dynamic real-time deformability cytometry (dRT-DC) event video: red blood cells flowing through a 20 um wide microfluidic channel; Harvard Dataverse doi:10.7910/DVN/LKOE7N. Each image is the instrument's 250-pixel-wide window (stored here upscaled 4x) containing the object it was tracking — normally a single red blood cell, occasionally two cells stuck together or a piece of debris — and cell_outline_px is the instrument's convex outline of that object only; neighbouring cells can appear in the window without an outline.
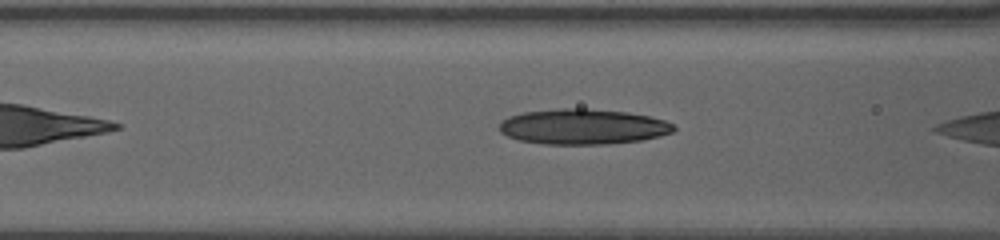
{"species": "human", "species_latin": "Homo sapiens", "temperature_condition": "warm", "stored_images_in_passage": 5, "camera_frame_rate_fps": 3000, "um_per_image_px": 0.085, "donor": {"sex": "female"}, "frame": {"image": 1, "passage_image": 3, "time_ms": 0.667, "image_size_px": [1000, 240], "cell_outline_px": [[676, 128], [672, 132], [660, 136], [644, 140], [604, 144], [544, 144], [520, 140], [508, 136], [500, 132], [500, 124], [508, 116], [524, 112], [560, 108], [584, 108], [628, 112], [648, 116], [664, 120], [672, 124]], "centroid_in_image_um": [49.56, 10.76], "position_along_channel_um": 117.0, "area_um2": 35.89}}